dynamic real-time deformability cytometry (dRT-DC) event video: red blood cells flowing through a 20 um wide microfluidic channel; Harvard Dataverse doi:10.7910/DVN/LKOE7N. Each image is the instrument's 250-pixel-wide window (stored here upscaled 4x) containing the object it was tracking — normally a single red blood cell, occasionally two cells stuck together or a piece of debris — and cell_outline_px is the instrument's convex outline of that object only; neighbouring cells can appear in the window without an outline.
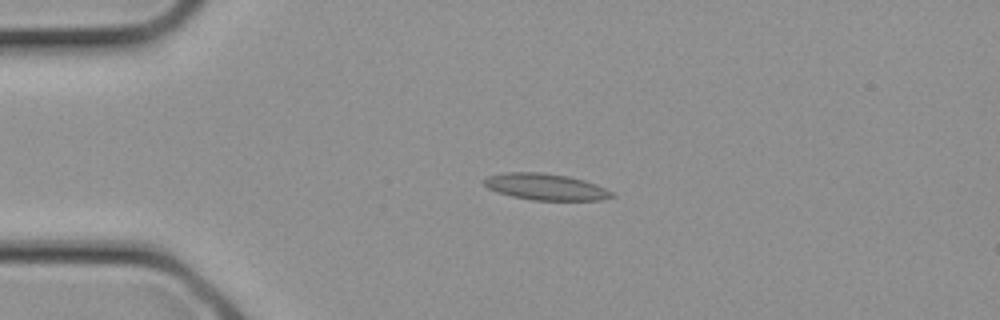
{"species": "common noctule bat (a hibernating species)", "species_latin": "Nyctalus noctula", "temperature_condition": "cold", "stored_images_in_passage": 13, "camera_frame_rate_fps": 3000, "um_per_image_px": 0.085, "animal": {"sex": "female", "body_mass_g": 21.9}, "frame": {"image": 1, "passage_image": 6, "time_ms": 1.667, "image_size_px": [1000, 320], "cell_outline_px": [[616, 196], [600, 200], [532, 200], [512, 196], [496, 192], [488, 188], [484, 184], [484, 180], [488, 176], [504, 172], [544, 172], [568, 176], [584, 180], [596, 184], [612, 192]], "centroid_in_image_um": [46.37, 15.87], "position_along_channel_um": 38.6, "area_um2": 19.71}}
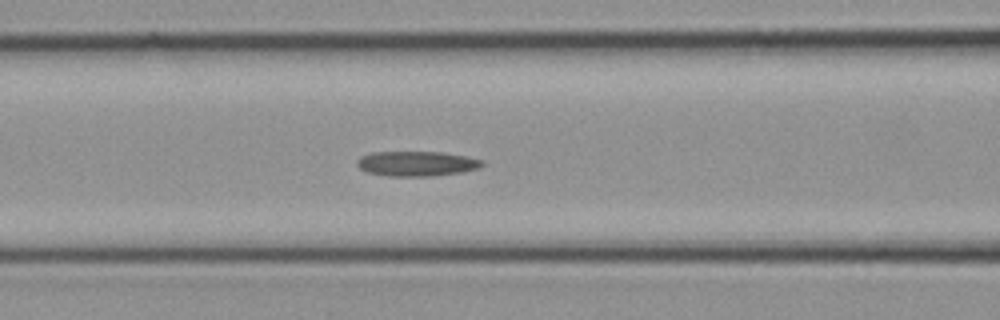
{"frame": {"image": 2, "passage_image": 11, "time_ms": 3.333, "image_size_px": [1000, 320], "cell_outline_px": [[484, 164], [480, 168], [464, 172], [432, 176], [388, 176], [368, 172], [360, 168], [356, 164], [356, 160], [360, 156], [372, 152], [440, 152], [464, 156], [484, 160]], "centroid_in_image_um": [35.42, 13.91], "position_along_channel_um": 131.2, "area_um2": 18.26}}
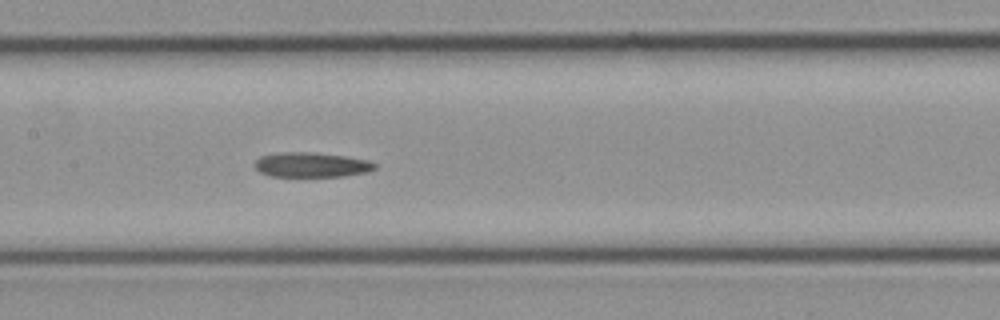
{"frame": {"image": 3, "passage_image": 13, "time_ms": 4.0, "image_size_px": [1000, 320], "cell_outline_px": [[376, 168], [368, 172], [344, 176], [272, 176], [260, 172], [252, 164], [260, 156], [280, 152], [312, 152], [348, 156], [368, 160], [376, 164]], "centroid_in_image_um": [26.48, 14.0], "position_along_channel_um": 180.9, "area_um2": 17.46}}